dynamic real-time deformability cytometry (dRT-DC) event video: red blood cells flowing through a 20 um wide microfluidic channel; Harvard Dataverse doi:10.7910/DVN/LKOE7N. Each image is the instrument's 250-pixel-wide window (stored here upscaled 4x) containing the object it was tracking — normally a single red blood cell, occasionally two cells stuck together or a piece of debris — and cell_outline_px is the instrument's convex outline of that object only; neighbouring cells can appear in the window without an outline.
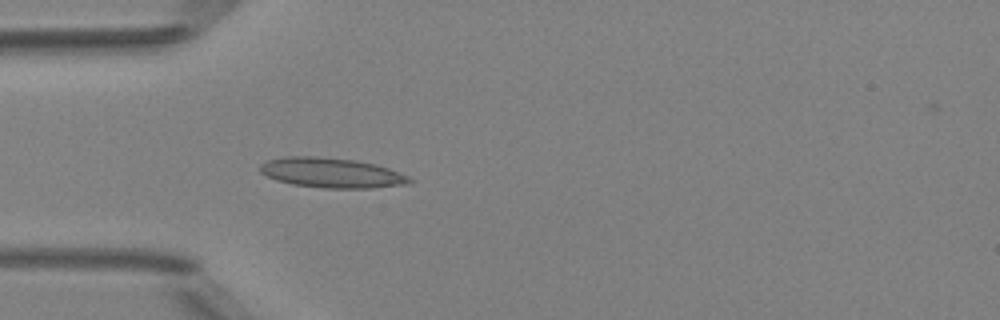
{"species": "Egyptian fruit bat (a non-hibernating species)", "species_latin": "Rousettus aegyptiacus", "temperature_condition": "room temperature", "stored_images_in_passage": 5, "camera_frame_rate_fps": 3000, "um_per_image_px": 0.085, "animal": {"sex": "female"}, "frame": {"image": 1, "passage_image": 5, "time_ms": 4.667, "image_size_px": [1000, 320], "cell_outline_px": [[412, 184], [372, 188], [324, 188], [292, 184], [276, 180], [260, 172], [260, 164], [268, 160], [284, 156], [316, 156], [356, 160], [376, 164], [388, 168], [408, 176], [412, 180]], "centroid_in_image_um": [28.2, 14.69], "position_along_channel_um": 56.8, "area_um2": 26.18}}